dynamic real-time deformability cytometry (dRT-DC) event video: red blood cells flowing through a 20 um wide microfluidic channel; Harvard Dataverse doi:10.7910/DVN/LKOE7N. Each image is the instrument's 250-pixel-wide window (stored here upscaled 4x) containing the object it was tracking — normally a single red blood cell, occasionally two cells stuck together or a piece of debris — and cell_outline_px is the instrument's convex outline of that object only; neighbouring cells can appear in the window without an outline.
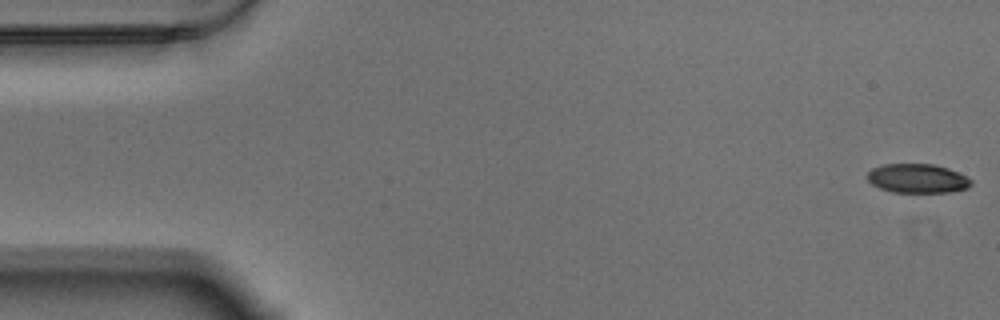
{"species": "Egyptian fruit bat (a non-hibernating species)", "species_latin": "Rousettus aegyptiacus", "temperature_condition": "warm", "stored_images_in_passage": 58, "camera_frame_rate_fps": 3000, "um_per_image_px": 0.085, "animal": {"sex": "male"}, "frame": {"image": 1, "passage_image": 1, "time_ms": 0.0, "image_size_px": [1000, 320], "cell_outline_px": [[972, 184], [968, 188], [952, 192], [892, 192], [880, 188], [872, 184], [864, 176], [872, 168], [884, 164], [932, 164], [948, 168], [972, 180]], "centroid_in_image_um": [77.95, 15.17], "position_along_channel_um": 7.0, "area_um2": 17.63}}
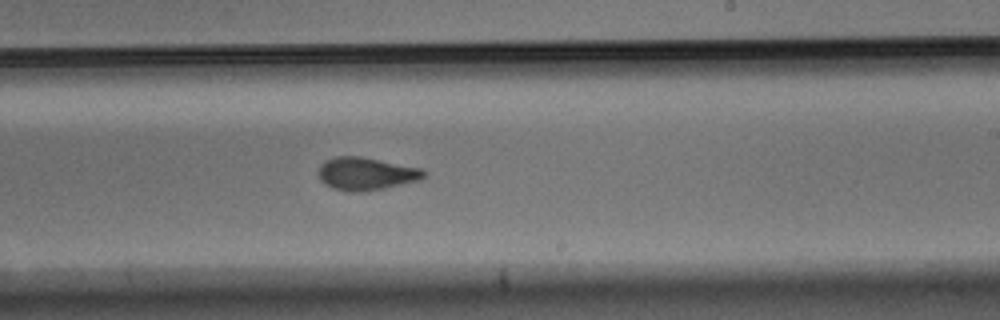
{"frame": {"image": 2, "passage_image": 34, "time_ms": 11.0, "image_size_px": [1000, 320], "cell_outline_px": [[428, 172], [420, 180], [384, 188], [360, 192], [352, 192], [332, 188], [324, 184], [320, 180], [320, 164], [324, 160], [336, 156], [360, 156], [420, 168]], "centroid_in_image_um": [31.11, 14.76], "position_along_channel_um": 257.9, "area_um2": 20.06}}
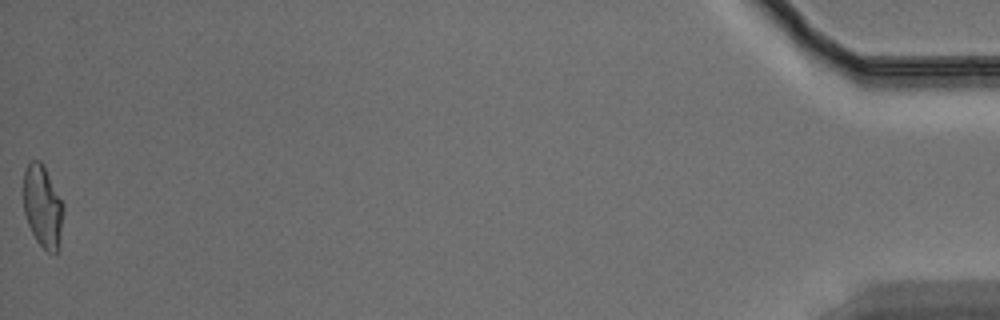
{"frame": {"image": 3, "passage_image": 58, "time_ms": 19.0, "image_size_px": [1000, 320], "cell_outline_px": [[64, 208], [60, 244], [56, 256], [48, 252], [36, 240], [28, 224], [24, 212], [24, 172], [28, 160], [40, 160], [44, 164], [64, 204]], "centroid_in_image_um": [3.65, 17.54], "position_along_channel_um": 431.5, "area_um2": 19.54}, "authors_computed_cell_mechanics": {"area_um2": 19.8254, "velocity_mm_per_s": 3.4649, "shape_relaxation_time_tau1_ms": null, "shape_relaxation_time_tau2_ms": 2.1761, "deformation_change_tau1": null, "deformation_change_tau2": 0.0882}}